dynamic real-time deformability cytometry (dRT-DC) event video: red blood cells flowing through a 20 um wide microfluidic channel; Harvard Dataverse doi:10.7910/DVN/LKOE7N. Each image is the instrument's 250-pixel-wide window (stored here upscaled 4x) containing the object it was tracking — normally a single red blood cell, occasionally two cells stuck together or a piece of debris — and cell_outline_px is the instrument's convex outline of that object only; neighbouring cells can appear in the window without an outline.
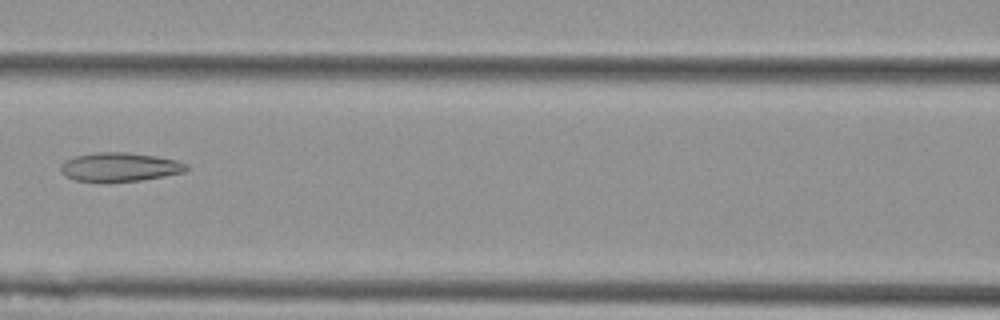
{"species": "Egyptian fruit bat (a non-hibernating species)", "species_latin": "Rousettus aegyptiacus", "temperature_condition": "cold", "stored_images_in_passage": 4, "camera_frame_rate_fps": 3000, "um_per_image_px": 0.085, "animal": {"sex": "female"}, "frame": {"image": 1, "passage_image": 3, "time_ms": 0.667, "image_size_px": [1000, 320], "cell_outline_px": [[188, 168], [184, 172], [164, 176], [140, 180], [108, 184], [104, 184], [76, 180], [68, 176], [60, 168], [60, 164], [64, 160], [76, 156], [96, 152], [128, 152], [156, 156], [176, 160], [188, 164]], "centroid_in_image_um": [10.17, 14.22], "position_along_channel_um": 156.4, "area_um2": 21.56}}
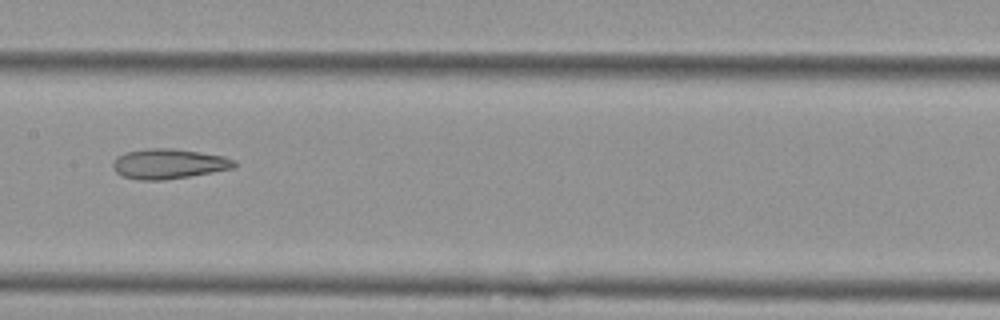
{"frame": {"image": 2, "passage_image": 4, "time_ms": 1.0, "image_size_px": [1000, 320], "cell_outline_px": [[236, 168], [164, 180], [140, 180], [120, 176], [112, 168], [112, 164], [116, 156], [124, 152], [144, 148], [172, 148], [200, 152], [224, 156], [236, 160]], "centroid_in_image_um": [14.31, 13.92], "position_along_channel_um": 193.1, "area_um2": 21.5}}